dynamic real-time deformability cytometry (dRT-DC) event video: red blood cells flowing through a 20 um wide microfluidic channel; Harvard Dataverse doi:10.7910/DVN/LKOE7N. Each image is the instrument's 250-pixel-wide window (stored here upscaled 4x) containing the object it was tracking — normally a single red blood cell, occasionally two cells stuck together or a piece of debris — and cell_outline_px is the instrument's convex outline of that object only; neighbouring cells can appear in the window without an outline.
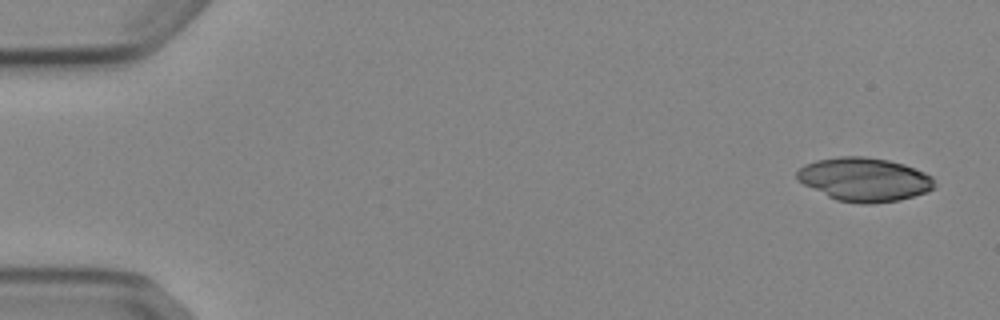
{"species": "Egyptian fruit bat (a non-hibernating species)", "species_latin": "Rousettus aegyptiacus", "temperature_condition": "cold", "stored_images_in_passage": 50, "camera_frame_rate_fps": 3000, "um_per_image_px": 0.085, "animal": {"sex": "female"}, "frame": {"image": 1, "passage_image": 1, "time_ms": 0.0, "image_size_px": [1000, 320], "cell_outline_px": [[936, 184], [932, 188], [924, 192], [900, 200], [872, 204], [860, 204], [836, 200], [796, 180], [796, 172], [804, 164], [816, 160], [840, 156], [864, 156], [888, 160], [904, 164], [924, 172], [932, 176]], "centroid_in_image_um": [73.45, 15.25], "position_along_channel_um": 11.6, "area_um2": 34.97}}